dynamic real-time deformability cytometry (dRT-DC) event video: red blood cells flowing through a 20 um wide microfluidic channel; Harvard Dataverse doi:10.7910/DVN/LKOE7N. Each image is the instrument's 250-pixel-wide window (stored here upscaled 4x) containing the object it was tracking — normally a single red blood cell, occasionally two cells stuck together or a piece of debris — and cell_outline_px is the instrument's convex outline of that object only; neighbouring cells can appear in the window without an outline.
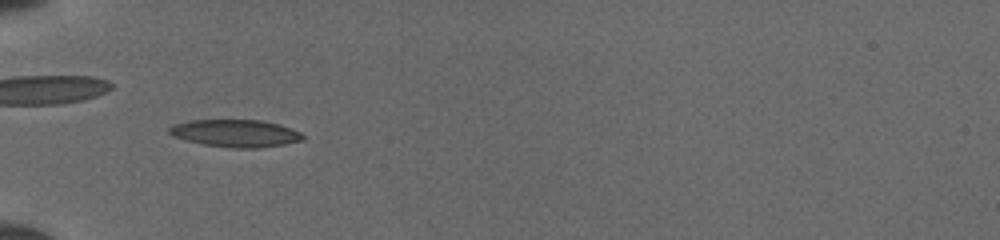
{"species": "common noctule bat (a hibernating species)", "species_latin": "Nyctalus noctula", "temperature_condition": "cold", "stored_images_in_passage": 50, "camera_frame_rate_fps": 3000, "um_per_image_px": 0.085, "animal": {"sex": "female", "body_mass_g": 19.5, "forearm_length_mm": 54.1}, "frame": {"image": 1, "passage_image": 18, "time_ms": 5.667, "image_size_px": [1000, 240], "cell_outline_px": [[304, 140], [284, 144], [260, 148], [232, 148], [204, 144], [172, 136], [168, 132], [168, 128], [176, 124], [188, 120], [260, 120], [276, 124], [300, 132], [304, 136]], "centroid_in_image_um": [20.01, 11.33], "position_along_channel_um": 65.0, "area_um2": 21.1}}
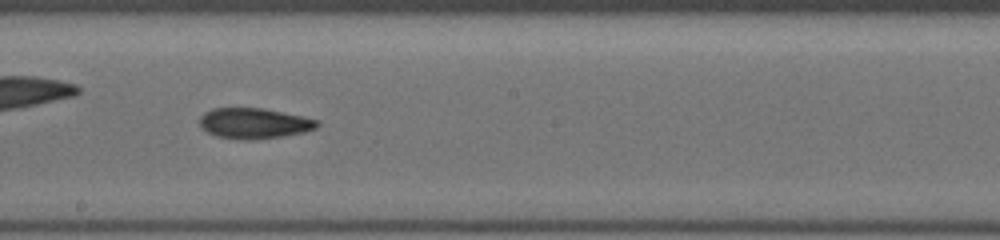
{"frame": {"image": 2, "passage_image": 30, "time_ms": 9.667, "image_size_px": [1000, 240], "cell_outline_px": [[320, 124], [316, 128], [304, 132], [284, 136], [256, 140], [236, 140], [216, 136], [208, 132], [200, 124], [200, 116], [204, 112], [212, 108], [264, 108], [320, 120]], "centroid_in_image_um": [21.61, 10.49], "position_along_channel_um": 226.6, "area_um2": 21.15}}
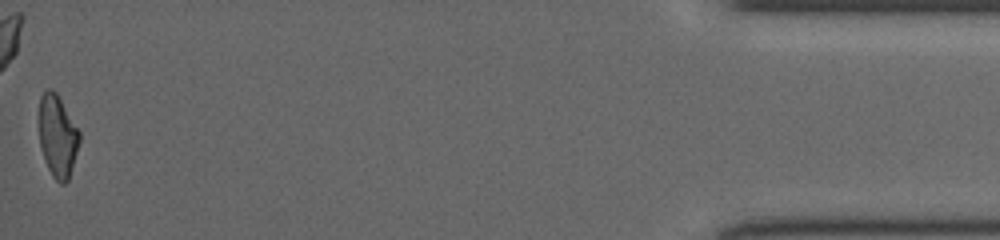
{"frame": {"image": 3, "passage_image": 50, "time_ms": 16.333, "image_size_px": [1000, 240], "cell_outline_px": [[80, 140], [68, 180], [64, 184], [60, 184], [52, 176], [48, 168], [40, 144], [40, 96], [48, 88], [52, 88], [56, 92], [80, 132]], "centroid_in_image_um": [4.9, 11.56], "position_along_channel_um": 430.3, "area_um2": 18.96}}